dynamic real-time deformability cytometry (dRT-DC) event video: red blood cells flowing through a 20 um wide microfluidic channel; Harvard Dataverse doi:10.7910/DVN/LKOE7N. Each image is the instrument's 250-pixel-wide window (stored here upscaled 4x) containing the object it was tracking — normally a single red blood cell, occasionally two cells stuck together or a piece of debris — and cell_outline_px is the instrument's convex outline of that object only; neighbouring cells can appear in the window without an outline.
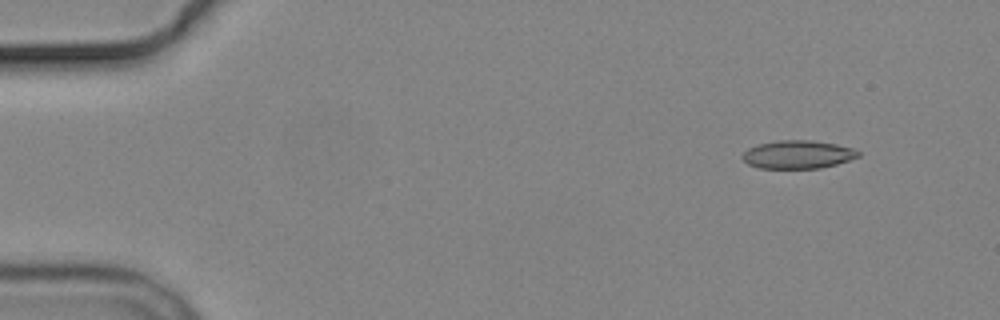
{"species": "common noctule bat (a hibernating species)", "species_latin": "Nyctalus noctula", "temperature_condition": "cold", "stored_images_in_passage": 5, "camera_frame_rate_fps": 3000, "um_per_image_px": 0.085, "animal": {"sex": "male", "body_mass_g": 19.2, "forearm_length_mm": 51.8}, "frame": {"image": 1, "passage_image": 2, "time_ms": 1.333, "image_size_px": [1000, 320], "cell_outline_px": [[860, 156], [836, 164], [820, 168], [760, 168], [748, 164], [740, 156], [748, 148], [760, 144], [780, 140], [812, 140], [836, 144], [852, 148], [860, 152]], "centroid_in_image_um": [67.81, 13.13], "position_along_channel_um": 17.2, "area_um2": 18.9}}
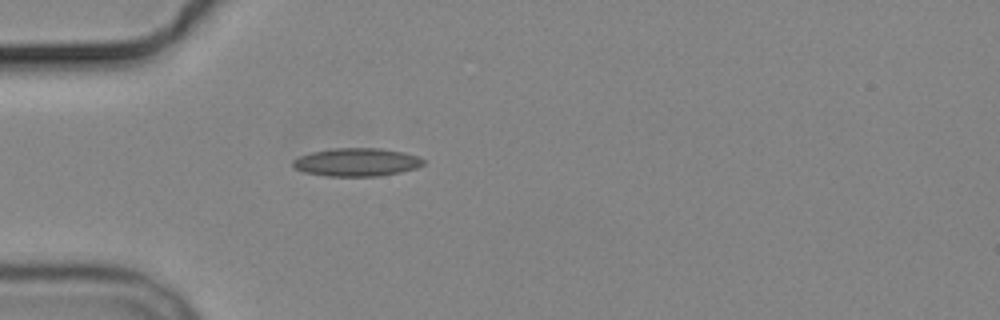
{"frame": {"image": 2, "passage_image": 5, "time_ms": 5.0, "image_size_px": [1000, 320], "cell_outline_px": [[424, 164], [416, 168], [400, 172], [380, 176], [328, 176], [304, 172], [296, 168], [292, 164], [292, 160], [300, 156], [312, 152], [332, 148], [380, 148], [404, 152], [416, 156], [424, 160]], "centroid_in_image_um": [30.32, 13.78], "position_along_channel_um": 54.7, "area_um2": 21.33}}